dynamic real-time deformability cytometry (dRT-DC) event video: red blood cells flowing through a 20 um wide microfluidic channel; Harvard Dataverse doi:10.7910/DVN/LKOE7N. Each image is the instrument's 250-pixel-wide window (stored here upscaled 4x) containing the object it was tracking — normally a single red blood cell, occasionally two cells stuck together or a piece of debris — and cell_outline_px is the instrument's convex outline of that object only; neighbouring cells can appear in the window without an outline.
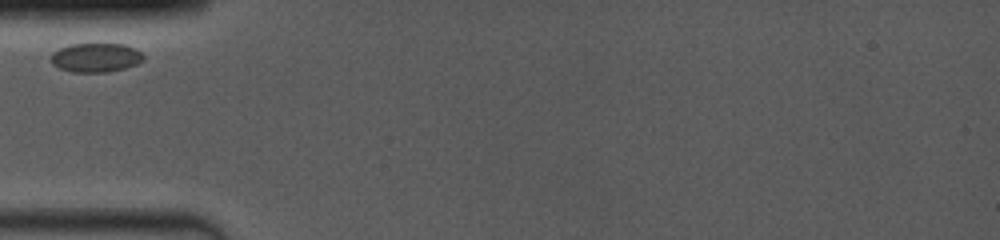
{"species": "common noctule bat (a hibernating species)", "species_latin": "Nyctalus noctula", "temperature_condition": "room temperature", "stored_images_in_passage": 3, "camera_frame_rate_fps": 4000, "um_per_image_px": 0.085, "animal": {"sex": "female", "body_mass_g": 19.0, "forearm_length_mm": 53.3}, "frame": {"image": 1, "passage_image": 1, "time_ms": 0.0, "image_size_px": [1000, 240], "cell_outline_px": [[144, 60], [136, 64], [124, 68], [108, 72], [72, 72], [60, 68], [52, 64], [52, 52], [60, 48], [72, 44], [124, 44], [140, 52], [144, 56]], "centroid_in_image_um": [8.14, 4.9], "position_along_channel_um": 76.9, "area_um2": 15.49}}
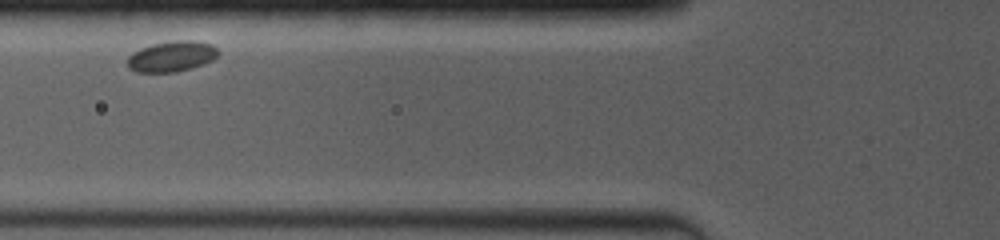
{"frame": {"image": 2, "passage_image": 2, "time_ms": 1.0, "image_size_px": [1000, 240], "cell_outline_px": [[220, 52], [212, 60], [204, 64], [192, 68], [176, 72], [136, 72], [128, 68], [128, 56], [132, 52], [140, 48], [152, 44], [172, 40], [192, 40], [212, 44]], "centroid_in_image_um": [14.59, 4.79], "position_along_channel_um": 111.2, "area_um2": 16.36}}